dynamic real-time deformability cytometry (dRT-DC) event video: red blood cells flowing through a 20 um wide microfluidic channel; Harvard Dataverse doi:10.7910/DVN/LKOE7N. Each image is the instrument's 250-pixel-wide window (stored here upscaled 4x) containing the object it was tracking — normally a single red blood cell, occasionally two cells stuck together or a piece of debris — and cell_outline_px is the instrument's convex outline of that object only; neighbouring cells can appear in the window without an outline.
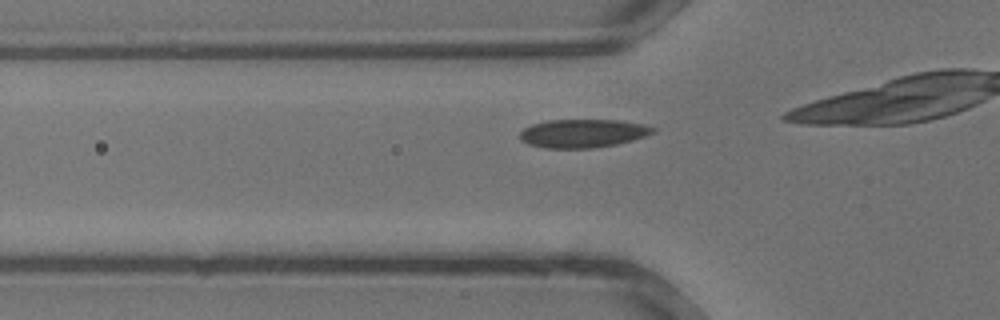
{"species": "common noctule bat (a hibernating species)", "species_latin": "Nyctalus noctula", "temperature_condition": "warm", "stored_images_in_passage": 6, "camera_frame_rate_fps": 3000, "um_per_image_px": 0.085, "animal": {"sex": "male", "body_mass_g": 13.3}, "frame": {"image": 1, "passage_image": 2, "time_ms": 0.333, "image_size_px": [1000, 320], "cell_outline_px": [[656, 132], [632, 140], [616, 144], [592, 148], [544, 148], [528, 144], [520, 140], [520, 132], [524, 128], [532, 124], [548, 120], [620, 120], [644, 124], [656, 128]], "centroid_in_image_um": [49.54, 11.33], "position_along_channel_um": 76.3, "area_um2": 22.08}}
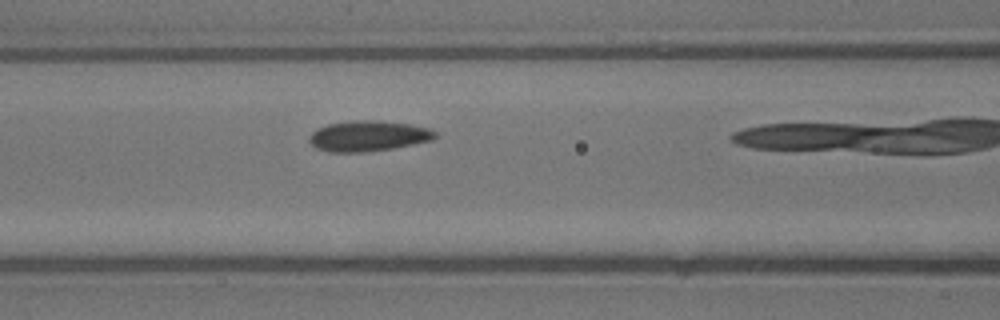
{"frame": {"image": 2, "passage_image": 5, "time_ms": 1.333, "image_size_px": [1000, 320], "cell_outline_px": [[440, 136], [432, 140], [392, 148], [364, 152], [328, 152], [316, 148], [308, 140], [308, 136], [312, 132], [328, 124], [356, 120], [380, 120], [408, 124], [432, 128]], "centroid_in_image_um": [31.33, 11.55], "position_along_channel_um": 135.3, "area_um2": 22.48}}